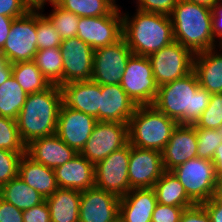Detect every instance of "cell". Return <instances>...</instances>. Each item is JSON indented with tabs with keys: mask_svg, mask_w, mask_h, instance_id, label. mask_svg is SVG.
I'll use <instances>...</instances> for the list:
<instances>
[{
	"mask_svg": "<svg viewBox=\"0 0 222 222\" xmlns=\"http://www.w3.org/2000/svg\"><path fill=\"white\" fill-rule=\"evenodd\" d=\"M211 93L200 87L191 71L186 76L158 87L153 105L178 124L193 125L208 107Z\"/></svg>",
	"mask_w": 222,
	"mask_h": 222,
	"instance_id": "1",
	"label": "cell"
},
{
	"mask_svg": "<svg viewBox=\"0 0 222 222\" xmlns=\"http://www.w3.org/2000/svg\"><path fill=\"white\" fill-rule=\"evenodd\" d=\"M62 92L58 85L27 95L19 112L17 126L22 142L27 145L32 140L56 134Z\"/></svg>",
	"mask_w": 222,
	"mask_h": 222,
	"instance_id": "2",
	"label": "cell"
},
{
	"mask_svg": "<svg viewBox=\"0 0 222 222\" xmlns=\"http://www.w3.org/2000/svg\"><path fill=\"white\" fill-rule=\"evenodd\" d=\"M122 19V38L135 55L148 57L175 41L170 16L136 9L132 16L122 13Z\"/></svg>",
	"mask_w": 222,
	"mask_h": 222,
	"instance_id": "3",
	"label": "cell"
},
{
	"mask_svg": "<svg viewBox=\"0 0 222 222\" xmlns=\"http://www.w3.org/2000/svg\"><path fill=\"white\" fill-rule=\"evenodd\" d=\"M170 19L174 40L194 54L218 47L212 32V9L178 0Z\"/></svg>",
	"mask_w": 222,
	"mask_h": 222,
	"instance_id": "4",
	"label": "cell"
},
{
	"mask_svg": "<svg viewBox=\"0 0 222 222\" xmlns=\"http://www.w3.org/2000/svg\"><path fill=\"white\" fill-rule=\"evenodd\" d=\"M177 125L154 105H139L128 123L129 143L162 152Z\"/></svg>",
	"mask_w": 222,
	"mask_h": 222,
	"instance_id": "5",
	"label": "cell"
},
{
	"mask_svg": "<svg viewBox=\"0 0 222 222\" xmlns=\"http://www.w3.org/2000/svg\"><path fill=\"white\" fill-rule=\"evenodd\" d=\"M184 186L187 195L196 203L210 200L215 193L218 178L212 161L192 158L171 171Z\"/></svg>",
	"mask_w": 222,
	"mask_h": 222,
	"instance_id": "6",
	"label": "cell"
},
{
	"mask_svg": "<svg viewBox=\"0 0 222 222\" xmlns=\"http://www.w3.org/2000/svg\"><path fill=\"white\" fill-rule=\"evenodd\" d=\"M120 85L137 106L153 105L158 85L148 57L132 54L127 61Z\"/></svg>",
	"mask_w": 222,
	"mask_h": 222,
	"instance_id": "7",
	"label": "cell"
},
{
	"mask_svg": "<svg viewBox=\"0 0 222 222\" xmlns=\"http://www.w3.org/2000/svg\"><path fill=\"white\" fill-rule=\"evenodd\" d=\"M195 54L177 41L148 56L158 87L186 76L193 71Z\"/></svg>",
	"mask_w": 222,
	"mask_h": 222,
	"instance_id": "8",
	"label": "cell"
},
{
	"mask_svg": "<svg viewBox=\"0 0 222 222\" xmlns=\"http://www.w3.org/2000/svg\"><path fill=\"white\" fill-rule=\"evenodd\" d=\"M36 31L37 10H30L13 20L7 40L0 50L10 64L34 59L38 51Z\"/></svg>",
	"mask_w": 222,
	"mask_h": 222,
	"instance_id": "9",
	"label": "cell"
},
{
	"mask_svg": "<svg viewBox=\"0 0 222 222\" xmlns=\"http://www.w3.org/2000/svg\"><path fill=\"white\" fill-rule=\"evenodd\" d=\"M131 145L115 150L95 165V187L113 193L119 198L132 189L128 179Z\"/></svg>",
	"mask_w": 222,
	"mask_h": 222,
	"instance_id": "10",
	"label": "cell"
},
{
	"mask_svg": "<svg viewBox=\"0 0 222 222\" xmlns=\"http://www.w3.org/2000/svg\"><path fill=\"white\" fill-rule=\"evenodd\" d=\"M128 142V123L97 121L80 154L96 165Z\"/></svg>",
	"mask_w": 222,
	"mask_h": 222,
	"instance_id": "11",
	"label": "cell"
},
{
	"mask_svg": "<svg viewBox=\"0 0 222 222\" xmlns=\"http://www.w3.org/2000/svg\"><path fill=\"white\" fill-rule=\"evenodd\" d=\"M122 12L114 8L108 15L80 17L76 37L94 50L117 43L123 37Z\"/></svg>",
	"mask_w": 222,
	"mask_h": 222,
	"instance_id": "12",
	"label": "cell"
},
{
	"mask_svg": "<svg viewBox=\"0 0 222 222\" xmlns=\"http://www.w3.org/2000/svg\"><path fill=\"white\" fill-rule=\"evenodd\" d=\"M132 54L123 38L115 44L95 49L91 80L101 85L120 84Z\"/></svg>",
	"mask_w": 222,
	"mask_h": 222,
	"instance_id": "13",
	"label": "cell"
},
{
	"mask_svg": "<svg viewBox=\"0 0 222 222\" xmlns=\"http://www.w3.org/2000/svg\"><path fill=\"white\" fill-rule=\"evenodd\" d=\"M63 59V84L91 80L94 49L78 37L64 39L59 47Z\"/></svg>",
	"mask_w": 222,
	"mask_h": 222,
	"instance_id": "14",
	"label": "cell"
},
{
	"mask_svg": "<svg viewBox=\"0 0 222 222\" xmlns=\"http://www.w3.org/2000/svg\"><path fill=\"white\" fill-rule=\"evenodd\" d=\"M165 172L162 152L131 145L128 179L130 188H153Z\"/></svg>",
	"mask_w": 222,
	"mask_h": 222,
	"instance_id": "15",
	"label": "cell"
},
{
	"mask_svg": "<svg viewBox=\"0 0 222 222\" xmlns=\"http://www.w3.org/2000/svg\"><path fill=\"white\" fill-rule=\"evenodd\" d=\"M97 119L76 111L62 103L56 128V135L70 148L80 153L94 129Z\"/></svg>",
	"mask_w": 222,
	"mask_h": 222,
	"instance_id": "16",
	"label": "cell"
},
{
	"mask_svg": "<svg viewBox=\"0 0 222 222\" xmlns=\"http://www.w3.org/2000/svg\"><path fill=\"white\" fill-rule=\"evenodd\" d=\"M120 198L97 187L81 191L79 222H118Z\"/></svg>",
	"mask_w": 222,
	"mask_h": 222,
	"instance_id": "17",
	"label": "cell"
},
{
	"mask_svg": "<svg viewBox=\"0 0 222 222\" xmlns=\"http://www.w3.org/2000/svg\"><path fill=\"white\" fill-rule=\"evenodd\" d=\"M197 148L196 126L178 124L162 151L165 171H172L187 160L197 157Z\"/></svg>",
	"mask_w": 222,
	"mask_h": 222,
	"instance_id": "18",
	"label": "cell"
},
{
	"mask_svg": "<svg viewBox=\"0 0 222 222\" xmlns=\"http://www.w3.org/2000/svg\"><path fill=\"white\" fill-rule=\"evenodd\" d=\"M67 107L95 117L100 110L101 84L93 80L74 81L60 86Z\"/></svg>",
	"mask_w": 222,
	"mask_h": 222,
	"instance_id": "19",
	"label": "cell"
},
{
	"mask_svg": "<svg viewBox=\"0 0 222 222\" xmlns=\"http://www.w3.org/2000/svg\"><path fill=\"white\" fill-rule=\"evenodd\" d=\"M98 121L129 123L137 105L120 84L101 85Z\"/></svg>",
	"mask_w": 222,
	"mask_h": 222,
	"instance_id": "20",
	"label": "cell"
},
{
	"mask_svg": "<svg viewBox=\"0 0 222 222\" xmlns=\"http://www.w3.org/2000/svg\"><path fill=\"white\" fill-rule=\"evenodd\" d=\"M26 154L34 161L55 169L64 165L78 153L53 134L32 140L26 145Z\"/></svg>",
	"mask_w": 222,
	"mask_h": 222,
	"instance_id": "21",
	"label": "cell"
},
{
	"mask_svg": "<svg viewBox=\"0 0 222 222\" xmlns=\"http://www.w3.org/2000/svg\"><path fill=\"white\" fill-rule=\"evenodd\" d=\"M54 172L59 188L83 191L95 185V165L80 153Z\"/></svg>",
	"mask_w": 222,
	"mask_h": 222,
	"instance_id": "22",
	"label": "cell"
},
{
	"mask_svg": "<svg viewBox=\"0 0 222 222\" xmlns=\"http://www.w3.org/2000/svg\"><path fill=\"white\" fill-rule=\"evenodd\" d=\"M157 205L153 188H134L120 198V222H151Z\"/></svg>",
	"mask_w": 222,
	"mask_h": 222,
	"instance_id": "23",
	"label": "cell"
},
{
	"mask_svg": "<svg viewBox=\"0 0 222 222\" xmlns=\"http://www.w3.org/2000/svg\"><path fill=\"white\" fill-rule=\"evenodd\" d=\"M216 49V50H215ZM222 50L216 48L194 56L193 71L200 87L209 93H222Z\"/></svg>",
	"mask_w": 222,
	"mask_h": 222,
	"instance_id": "24",
	"label": "cell"
},
{
	"mask_svg": "<svg viewBox=\"0 0 222 222\" xmlns=\"http://www.w3.org/2000/svg\"><path fill=\"white\" fill-rule=\"evenodd\" d=\"M18 177L45 199L59 188L54 169L34 161L26 153L20 160Z\"/></svg>",
	"mask_w": 222,
	"mask_h": 222,
	"instance_id": "25",
	"label": "cell"
},
{
	"mask_svg": "<svg viewBox=\"0 0 222 222\" xmlns=\"http://www.w3.org/2000/svg\"><path fill=\"white\" fill-rule=\"evenodd\" d=\"M81 191L58 188L45 199L51 222H79Z\"/></svg>",
	"mask_w": 222,
	"mask_h": 222,
	"instance_id": "26",
	"label": "cell"
},
{
	"mask_svg": "<svg viewBox=\"0 0 222 222\" xmlns=\"http://www.w3.org/2000/svg\"><path fill=\"white\" fill-rule=\"evenodd\" d=\"M153 189L157 203L178 207H192L196 205L187 195L179 179L171 171H165L155 183Z\"/></svg>",
	"mask_w": 222,
	"mask_h": 222,
	"instance_id": "27",
	"label": "cell"
},
{
	"mask_svg": "<svg viewBox=\"0 0 222 222\" xmlns=\"http://www.w3.org/2000/svg\"><path fill=\"white\" fill-rule=\"evenodd\" d=\"M0 197L21 211L28 210L45 201L39 192L28 186L18 176L0 188Z\"/></svg>",
	"mask_w": 222,
	"mask_h": 222,
	"instance_id": "28",
	"label": "cell"
},
{
	"mask_svg": "<svg viewBox=\"0 0 222 222\" xmlns=\"http://www.w3.org/2000/svg\"><path fill=\"white\" fill-rule=\"evenodd\" d=\"M11 68L12 76L27 94L44 91L52 85L33 60L13 63Z\"/></svg>",
	"mask_w": 222,
	"mask_h": 222,
	"instance_id": "29",
	"label": "cell"
},
{
	"mask_svg": "<svg viewBox=\"0 0 222 222\" xmlns=\"http://www.w3.org/2000/svg\"><path fill=\"white\" fill-rule=\"evenodd\" d=\"M27 93L11 75L0 85V116L17 120Z\"/></svg>",
	"mask_w": 222,
	"mask_h": 222,
	"instance_id": "30",
	"label": "cell"
},
{
	"mask_svg": "<svg viewBox=\"0 0 222 222\" xmlns=\"http://www.w3.org/2000/svg\"><path fill=\"white\" fill-rule=\"evenodd\" d=\"M33 61L51 84L63 85V59L59 47L38 50Z\"/></svg>",
	"mask_w": 222,
	"mask_h": 222,
	"instance_id": "31",
	"label": "cell"
},
{
	"mask_svg": "<svg viewBox=\"0 0 222 222\" xmlns=\"http://www.w3.org/2000/svg\"><path fill=\"white\" fill-rule=\"evenodd\" d=\"M55 2L79 17H100L108 15L115 8L111 0H55Z\"/></svg>",
	"mask_w": 222,
	"mask_h": 222,
	"instance_id": "32",
	"label": "cell"
},
{
	"mask_svg": "<svg viewBox=\"0 0 222 222\" xmlns=\"http://www.w3.org/2000/svg\"><path fill=\"white\" fill-rule=\"evenodd\" d=\"M54 9L50 14H43L53 25L62 39L76 37L79 16L60 7L55 1L50 3Z\"/></svg>",
	"mask_w": 222,
	"mask_h": 222,
	"instance_id": "33",
	"label": "cell"
},
{
	"mask_svg": "<svg viewBox=\"0 0 222 222\" xmlns=\"http://www.w3.org/2000/svg\"><path fill=\"white\" fill-rule=\"evenodd\" d=\"M197 158L213 160L216 149L222 143V125L216 129L196 127Z\"/></svg>",
	"mask_w": 222,
	"mask_h": 222,
	"instance_id": "34",
	"label": "cell"
},
{
	"mask_svg": "<svg viewBox=\"0 0 222 222\" xmlns=\"http://www.w3.org/2000/svg\"><path fill=\"white\" fill-rule=\"evenodd\" d=\"M0 149L26 152V145L19 135L17 121L3 116H0Z\"/></svg>",
	"mask_w": 222,
	"mask_h": 222,
	"instance_id": "35",
	"label": "cell"
},
{
	"mask_svg": "<svg viewBox=\"0 0 222 222\" xmlns=\"http://www.w3.org/2000/svg\"><path fill=\"white\" fill-rule=\"evenodd\" d=\"M43 10H37V48L60 47L63 41L61 35L53 27L52 23L43 15Z\"/></svg>",
	"mask_w": 222,
	"mask_h": 222,
	"instance_id": "36",
	"label": "cell"
},
{
	"mask_svg": "<svg viewBox=\"0 0 222 222\" xmlns=\"http://www.w3.org/2000/svg\"><path fill=\"white\" fill-rule=\"evenodd\" d=\"M194 125L205 129H216L222 125V93L211 94L208 107Z\"/></svg>",
	"mask_w": 222,
	"mask_h": 222,
	"instance_id": "37",
	"label": "cell"
},
{
	"mask_svg": "<svg viewBox=\"0 0 222 222\" xmlns=\"http://www.w3.org/2000/svg\"><path fill=\"white\" fill-rule=\"evenodd\" d=\"M25 153L0 149V188L18 176L19 163Z\"/></svg>",
	"mask_w": 222,
	"mask_h": 222,
	"instance_id": "38",
	"label": "cell"
},
{
	"mask_svg": "<svg viewBox=\"0 0 222 222\" xmlns=\"http://www.w3.org/2000/svg\"><path fill=\"white\" fill-rule=\"evenodd\" d=\"M178 0H138L136 9L170 16Z\"/></svg>",
	"mask_w": 222,
	"mask_h": 222,
	"instance_id": "39",
	"label": "cell"
},
{
	"mask_svg": "<svg viewBox=\"0 0 222 222\" xmlns=\"http://www.w3.org/2000/svg\"><path fill=\"white\" fill-rule=\"evenodd\" d=\"M189 207L168 206L157 203L151 222H180L184 209Z\"/></svg>",
	"mask_w": 222,
	"mask_h": 222,
	"instance_id": "40",
	"label": "cell"
},
{
	"mask_svg": "<svg viewBox=\"0 0 222 222\" xmlns=\"http://www.w3.org/2000/svg\"><path fill=\"white\" fill-rule=\"evenodd\" d=\"M30 9L22 0H0V15L11 18H20L26 15Z\"/></svg>",
	"mask_w": 222,
	"mask_h": 222,
	"instance_id": "41",
	"label": "cell"
},
{
	"mask_svg": "<svg viewBox=\"0 0 222 222\" xmlns=\"http://www.w3.org/2000/svg\"><path fill=\"white\" fill-rule=\"evenodd\" d=\"M23 222H51L47 202L23 211Z\"/></svg>",
	"mask_w": 222,
	"mask_h": 222,
	"instance_id": "42",
	"label": "cell"
},
{
	"mask_svg": "<svg viewBox=\"0 0 222 222\" xmlns=\"http://www.w3.org/2000/svg\"><path fill=\"white\" fill-rule=\"evenodd\" d=\"M180 222H211L210 217L201 204L184 209Z\"/></svg>",
	"mask_w": 222,
	"mask_h": 222,
	"instance_id": "43",
	"label": "cell"
},
{
	"mask_svg": "<svg viewBox=\"0 0 222 222\" xmlns=\"http://www.w3.org/2000/svg\"><path fill=\"white\" fill-rule=\"evenodd\" d=\"M23 211L0 197V222H23Z\"/></svg>",
	"mask_w": 222,
	"mask_h": 222,
	"instance_id": "44",
	"label": "cell"
},
{
	"mask_svg": "<svg viewBox=\"0 0 222 222\" xmlns=\"http://www.w3.org/2000/svg\"><path fill=\"white\" fill-rule=\"evenodd\" d=\"M212 32L217 43L222 41V0H218L212 8Z\"/></svg>",
	"mask_w": 222,
	"mask_h": 222,
	"instance_id": "45",
	"label": "cell"
},
{
	"mask_svg": "<svg viewBox=\"0 0 222 222\" xmlns=\"http://www.w3.org/2000/svg\"><path fill=\"white\" fill-rule=\"evenodd\" d=\"M201 205L207 211L211 222H222V205L214 197Z\"/></svg>",
	"mask_w": 222,
	"mask_h": 222,
	"instance_id": "46",
	"label": "cell"
},
{
	"mask_svg": "<svg viewBox=\"0 0 222 222\" xmlns=\"http://www.w3.org/2000/svg\"><path fill=\"white\" fill-rule=\"evenodd\" d=\"M15 18L0 15V50L3 48L9 35L11 24Z\"/></svg>",
	"mask_w": 222,
	"mask_h": 222,
	"instance_id": "47",
	"label": "cell"
},
{
	"mask_svg": "<svg viewBox=\"0 0 222 222\" xmlns=\"http://www.w3.org/2000/svg\"><path fill=\"white\" fill-rule=\"evenodd\" d=\"M11 75H12L11 64L2 54H0V85H2Z\"/></svg>",
	"mask_w": 222,
	"mask_h": 222,
	"instance_id": "48",
	"label": "cell"
},
{
	"mask_svg": "<svg viewBox=\"0 0 222 222\" xmlns=\"http://www.w3.org/2000/svg\"><path fill=\"white\" fill-rule=\"evenodd\" d=\"M215 168V174L218 179L222 177V143L216 149L212 160Z\"/></svg>",
	"mask_w": 222,
	"mask_h": 222,
	"instance_id": "49",
	"label": "cell"
},
{
	"mask_svg": "<svg viewBox=\"0 0 222 222\" xmlns=\"http://www.w3.org/2000/svg\"><path fill=\"white\" fill-rule=\"evenodd\" d=\"M30 10H43L47 2L51 3L55 0H22Z\"/></svg>",
	"mask_w": 222,
	"mask_h": 222,
	"instance_id": "50",
	"label": "cell"
},
{
	"mask_svg": "<svg viewBox=\"0 0 222 222\" xmlns=\"http://www.w3.org/2000/svg\"><path fill=\"white\" fill-rule=\"evenodd\" d=\"M186 1L212 9L218 0H186Z\"/></svg>",
	"mask_w": 222,
	"mask_h": 222,
	"instance_id": "51",
	"label": "cell"
},
{
	"mask_svg": "<svg viewBox=\"0 0 222 222\" xmlns=\"http://www.w3.org/2000/svg\"><path fill=\"white\" fill-rule=\"evenodd\" d=\"M222 205V181L219 179L213 196Z\"/></svg>",
	"mask_w": 222,
	"mask_h": 222,
	"instance_id": "52",
	"label": "cell"
},
{
	"mask_svg": "<svg viewBox=\"0 0 222 222\" xmlns=\"http://www.w3.org/2000/svg\"><path fill=\"white\" fill-rule=\"evenodd\" d=\"M137 1H138V0H136V1H134V2H137ZM111 3L113 4V6H114L115 8L120 9L121 6H119L118 4H116V3H117L116 0H111Z\"/></svg>",
	"mask_w": 222,
	"mask_h": 222,
	"instance_id": "53",
	"label": "cell"
},
{
	"mask_svg": "<svg viewBox=\"0 0 222 222\" xmlns=\"http://www.w3.org/2000/svg\"><path fill=\"white\" fill-rule=\"evenodd\" d=\"M218 48L222 50V41L218 43Z\"/></svg>",
	"mask_w": 222,
	"mask_h": 222,
	"instance_id": "54",
	"label": "cell"
}]
</instances>
